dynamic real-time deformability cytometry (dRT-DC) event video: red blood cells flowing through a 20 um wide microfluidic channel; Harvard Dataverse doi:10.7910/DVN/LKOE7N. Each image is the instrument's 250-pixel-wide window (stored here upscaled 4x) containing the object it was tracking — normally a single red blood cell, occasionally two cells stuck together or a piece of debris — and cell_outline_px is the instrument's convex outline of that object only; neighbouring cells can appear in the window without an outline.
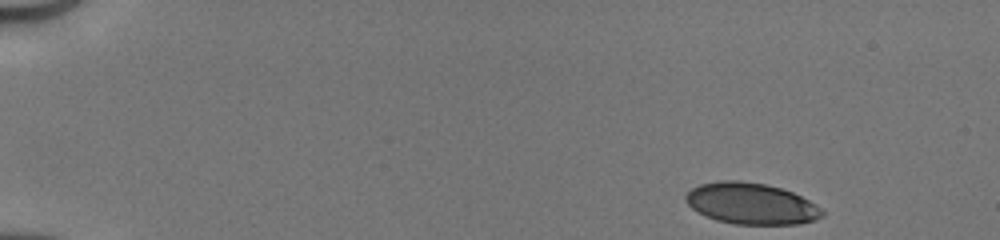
{"species": "human", "species_latin": "Homo sapiens", "temperature_condition": "cold", "stored_images_in_passage": 45, "camera_frame_rate_fps": 3000, "um_per_image_px": 0.085, "donor": {"sex": "male"}, "frame": {"image": 1, "passage_image": 1, "time_ms": 0.0, "image_size_px": [1000, 240], "cell_outline_px": [[824, 216], [816, 220], [800, 224], [732, 224], [716, 220], [692, 208], [684, 200], [684, 196], [692, 188], [700, 184], [720, 180], [740, 180], [764, 184], [780, 188], [792, 192], [816, 204], [824, 212]], "centroid_in_image_um": [63.86, 17.31], "position_along_channel_um": 21.1, "area_um2": 32.83}}
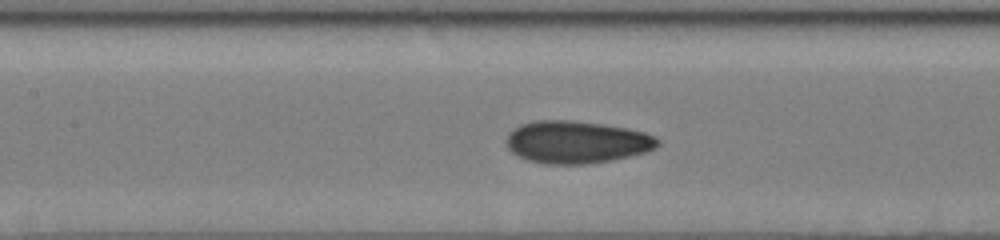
{"frame": {"image": 2, "passage_image": 20, "time_ms": 6.333, "image_size_px": [1000, 240], "cell_outline_px": [[660, 144], [656, 148], [648, 152], [612, 160], [584, 164], [544, 164], [528, 160], [516, 156], [508, 148], [508, 132], [512, 128], [520, 124], [532, 120], [572, 120], [628, 128], [644, 132], [656, 136], [660, 140]], "centroid_in_image_um": [49.02, 12.07], "position_along_channel_um": 158.4, "area_um2": 37.74}}
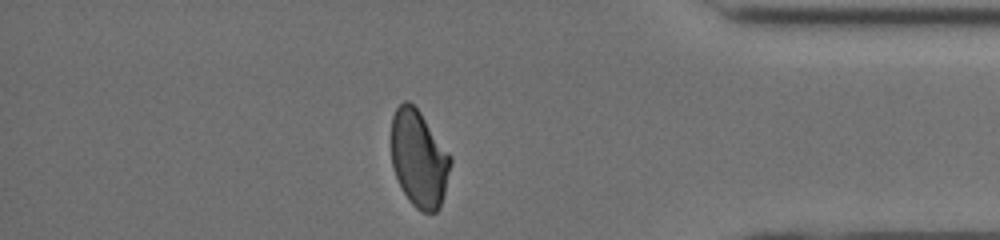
{"frame": {"image": 3, "passage_image": 39, "time_ms": 12.667, "image_size_px": [1000, 240], "cell_outline_px": [[452, 164], [440, 208], [436, 212], [424, 212], [416, 208], [408, 200], [396, 176], [392, 164], [392, 116], [396, 108], [404, 100], [408, 100], [420, 112], [452, 156]], "centroid_in_image_um": [35.63, 13.49], "position_along_channel_um": 399.6, "area_um2": 33.41}, "authors_computed_cell_mechanics": {"area_um2": 34.969, "velocity_mm_per_s": 4.156, "shape_relaxation_time_tau1_ms": 5.4749, "shape_relaxation_time_tau2_ms": 1.0853, "deformation_change_tau1": 0.1606, "deformation_change_tau2": 0.0649}}